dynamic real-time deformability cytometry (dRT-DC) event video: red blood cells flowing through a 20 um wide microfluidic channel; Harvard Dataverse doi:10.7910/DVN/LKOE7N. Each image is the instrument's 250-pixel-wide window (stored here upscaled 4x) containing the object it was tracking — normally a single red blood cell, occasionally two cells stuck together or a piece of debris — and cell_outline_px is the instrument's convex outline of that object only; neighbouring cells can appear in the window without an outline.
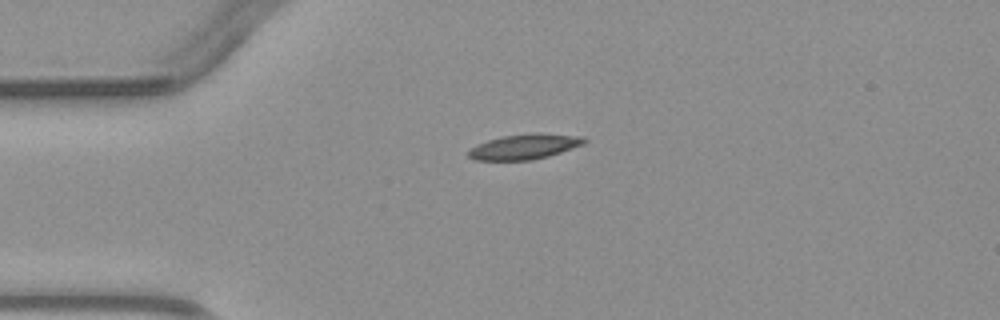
{"species": "common noctule bat (a hibernating species)", "species_latin": "Nyctalus noctula", "temperature_condition": "warm", "stored_images_in_passage": 3, "camera_frame_rate_fps": 3000, "um_per_image_px": 0.085, "animal": {"sex": "male", "body_mass_g": 23.1, "forearm_length_mm": 52.7}, "frame": {"image": 1, "passage_image": 1, "time_ms": 0.0, "image_size_px": [1000, 320], "cell_outline_px": [[588, 140], [584, 144], [548, 156], [532, 160], [476, 160], [468, 156], [468, 152], [476, 144], [488, 140], [504, 136], [584, 136]], "centroid_in_image_um": [44.52, 12.53], "position_along_channel_um": 40.5, "area_um2": 15.84}}
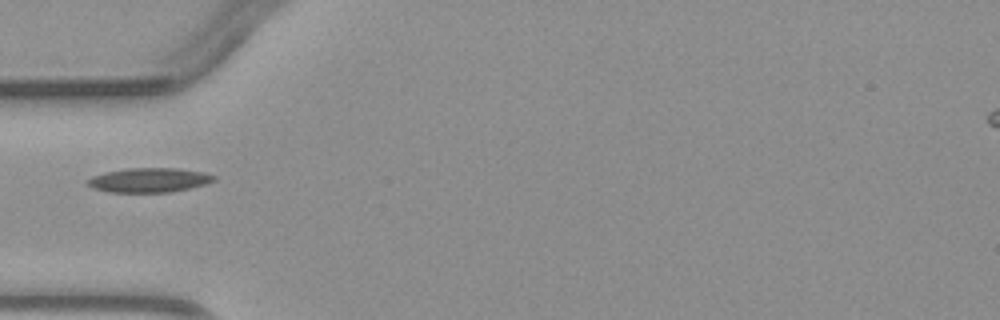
{"frame": {"image": 2, "passage_image": 2, "time_ms": 1.333, "image_size_px": [1000, 320], "cell_outline_px": [[216, 180], [204, 184], [172, 192], [108, 192], [92, 188], [84, 180], [92, 176], [104, 172], [128, 168], [180, 168], [204, 172], [216, 176]], "centroid_in_image_um": [12.65, 15.3], "position_along_channel_um": 72.4, "area_um2": 18.09}}
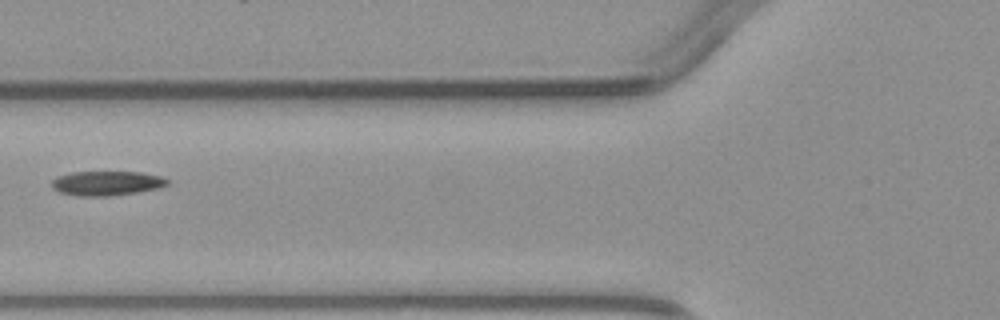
{"frame": {"image": 3, "passage_image": 3, "time_ms": 2.333, "image_size_px": [1000, 320], "cell_outline_px": [[168, 184], [160, 188], [136, 192], [108, 196], [80, 196], [60, 192], [52, 188], [52, 180], [56, 176], [72, 172], [140, 172], [160, 176], [168, 180]], "centroid_in_image_um": [9.05, 15.57], "position_along_channel_um": 116.8, "area_um2": 16.42}}